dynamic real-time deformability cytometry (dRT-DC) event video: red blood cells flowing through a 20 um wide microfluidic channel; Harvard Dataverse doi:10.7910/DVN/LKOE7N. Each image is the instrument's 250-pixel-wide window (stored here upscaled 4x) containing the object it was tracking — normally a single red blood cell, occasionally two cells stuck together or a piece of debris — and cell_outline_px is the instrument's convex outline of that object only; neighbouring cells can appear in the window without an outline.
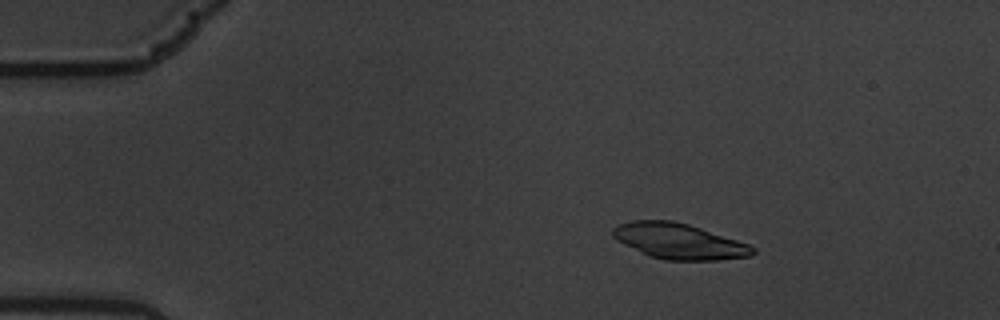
{"species": "common noctule bat (a hibernating species)", "species_latin": "Nyctalus noctula", "temperature_condition": "warm", "stored_images_in_passage": 12, "camera_frame_rate_fps": 3000, "um_per_image_px": 0.085, "animal": {"sex": "male", "body_mass_g": 19.5, "forearm_length_mm": 54.6}, "frame": {"image": 1, "passage_image": 3, "time_ms": 0.667, "image_size_px": [1000, 320], "cell_outline_px": [[756, 252], [752, 256], [716, 260], [664, 260], [648, 256], [616, 240], [612, 236], [612, 228], [620, 224], [632, 220], [672, 220], [688, 224], [748, 244], [756, 248]], "centroid_in_image_um": [57.69, 20.51], "position_along_channel_um": 27.3, "area_um2": 28.96}}